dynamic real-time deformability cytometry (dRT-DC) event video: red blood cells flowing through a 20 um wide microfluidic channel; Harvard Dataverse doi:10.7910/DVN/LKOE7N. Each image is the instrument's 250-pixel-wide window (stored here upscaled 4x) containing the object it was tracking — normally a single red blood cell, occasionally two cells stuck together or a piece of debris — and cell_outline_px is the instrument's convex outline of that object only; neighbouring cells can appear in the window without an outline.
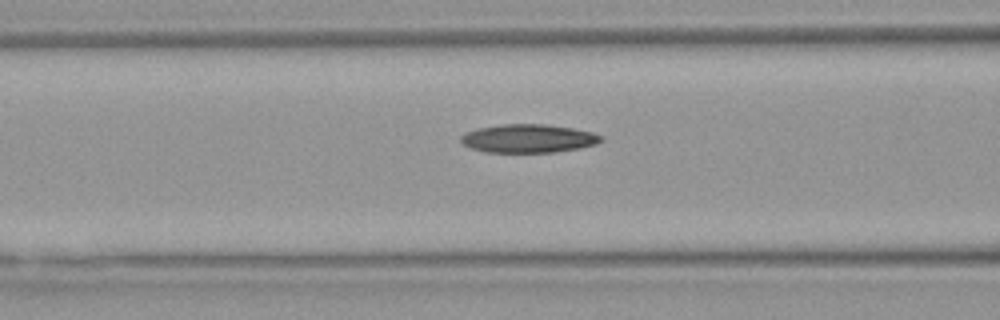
{"species": "Egyptian fruit bat (a non-hibernating species)", "species_latin": "Rousettus aegyptiacus", "temperature_condition": "warm", "stored_images_in_passage": 36, "camera_frame_rate_fps": 3000, "um_per_image_px": 0.085, "animal": {"sex": "female"}, "frame": {"image": 1, "passage_image": 16, "time_ms": 5.0, "image_size_px": [1000, 320], "cell_outline_px": [[604, 140], [596, 144], [580, 148], [552, 152], [484, 152], [472, 148], [464, 144], [460, 140], [460, 136], [464, 132], [480, 128], [500, 124], [544, 124], [572, 128], [592, 132], [604, 136]], "centroid_in_image_um": [44.92, 11.77], "position_along_channel_um": 121.7, "area_um2": 23.24}}
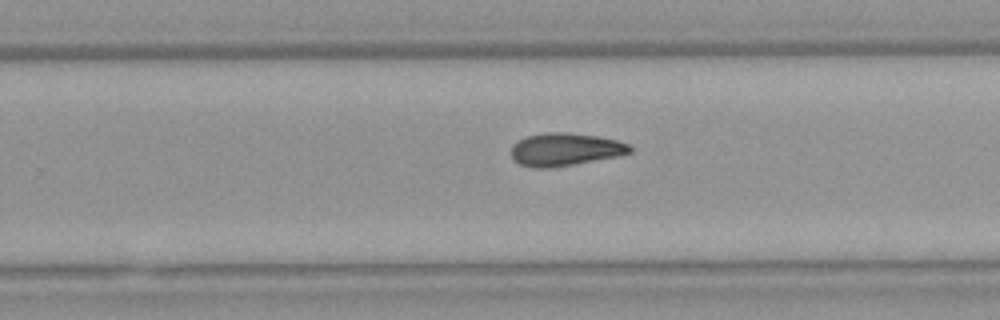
{"frame": {"image": 2, "passage_image": 28, "time_ms": 9.0, "image_size_px": [1000, 320], "cell_outline_px": [[632, 152], [620, 156], [552, 168], [532, 168], [520, 164], [512, 160], [508, 152], [512, 144], [528, 136], [544, 132], [568, 132], [596, 136], [616, 140], [628, 144], [632, 148]], "centroid_in_image_um": [47.99, 12.71], "position_along_channel_um": 281.8, "area_um2": 23.06}}
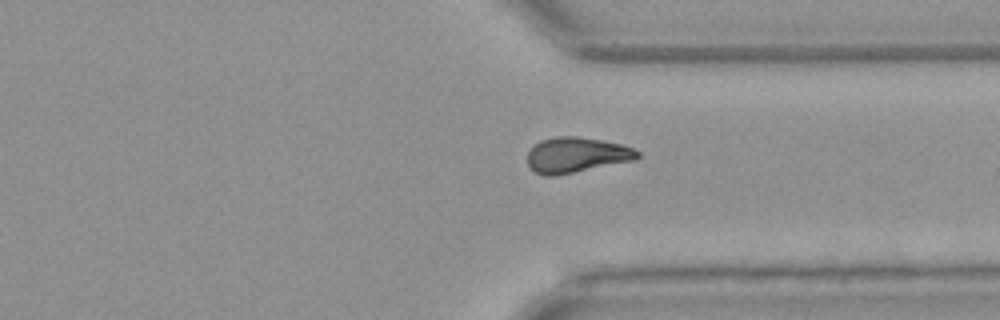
{"frame": {"image": 3, "passage_image": 34, "time_ms": 11.0, "image_size_px": [1000, 320], "cell_outline_px": [[640, 156], [636, 160], [552, 176], [544, 176], [536, 172], [528, 164], [528, 152], [540, 140], [556, 136], [576, 136], [600, 140], [620, 144], [632, 148], [640, 152]], "centroid_in_image_um": [49.01, 13.17], "position_along_channel_um": 362.4, "area_um2": 22.43}}